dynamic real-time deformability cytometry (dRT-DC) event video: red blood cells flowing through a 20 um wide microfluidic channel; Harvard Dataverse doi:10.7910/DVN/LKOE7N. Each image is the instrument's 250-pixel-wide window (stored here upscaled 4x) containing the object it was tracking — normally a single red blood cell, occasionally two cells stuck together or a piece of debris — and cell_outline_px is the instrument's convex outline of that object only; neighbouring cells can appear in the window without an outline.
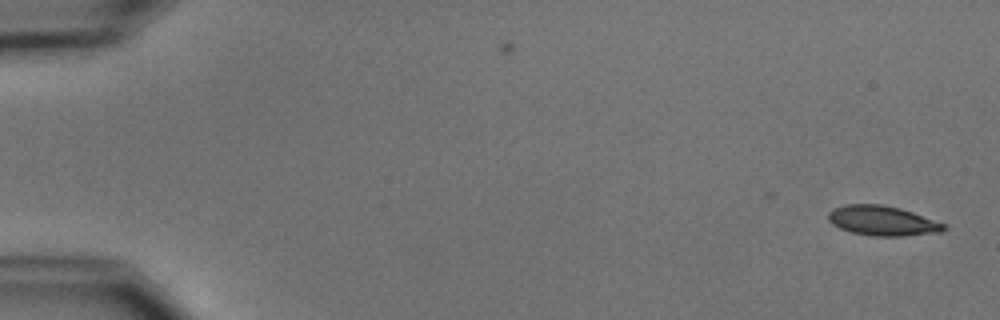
{"species": "common noctule bat (a hibernating species)", "species_latin": "Nyctalus noctula", "temperature_condition": "cold", "stored_images_in_passage": 8, "camera_frame_rate_fps": 3000, "um_per_image_px": 0.085, "animal": {"sex": "male", "body_mass_g": 15.6}, "frame": {"image": 1, "passage_image": 1, "time_ms": 0.0, "image_size_px": [1000, 320], "cell_outline_px": [[948, 228], [940, 232], [904, 236], [872, 236], [852, 232], [840, 228], [832, 224], [828, 220], [828, 212], [832, 208], [844, 204], [880, 204], [900, 208], [948, 224]], "centroid_in_image_um": [75.02, 18.76], "position_along_channel_um": 10.0, "area_um2": 20.29}}